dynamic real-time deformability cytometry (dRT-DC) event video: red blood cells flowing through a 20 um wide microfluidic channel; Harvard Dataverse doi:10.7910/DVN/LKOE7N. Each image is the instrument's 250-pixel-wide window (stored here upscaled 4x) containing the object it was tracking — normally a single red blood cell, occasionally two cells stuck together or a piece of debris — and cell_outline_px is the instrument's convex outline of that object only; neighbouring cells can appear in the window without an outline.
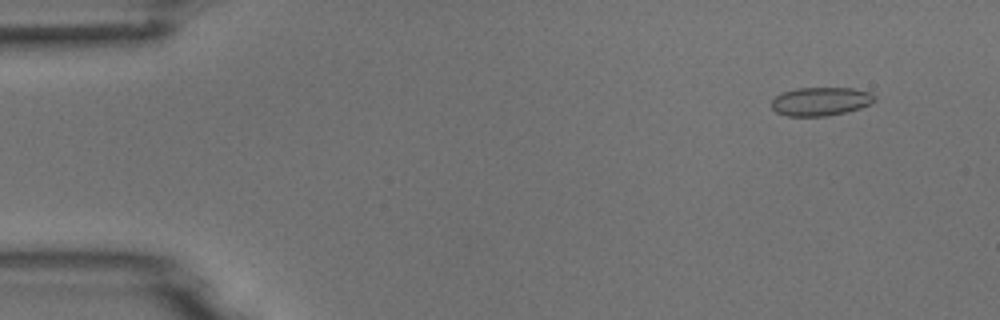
{"species": "common noctule bat (a hibernating species)", "species_latin": "Nyctalus noctula", "temperature_condition": "room temperature", "stored_images_in_passage": 6, "camera_frame_rate_fps": 3000, "um_per_image_px": 0.085, "animal": {"sex": "male", "body_mass_g": 18.8}, "frame": {"image": 1, "passage_image": 2, "time_ms": 0.333, "image_size_px": [1000, 320], "cell_outline_px": [[876, 100], [860, 108], [828, 116], [788, 116], [776, 112], [772, 108], [772, 100], [776, 96], [784, 92], [796, 88], [852, 88], [872, 92], [876, 96]], "centroid_in_image_um": [69.77, 8.61], "position_along_channel_um": 15.2, "area_um2": 17.11}}
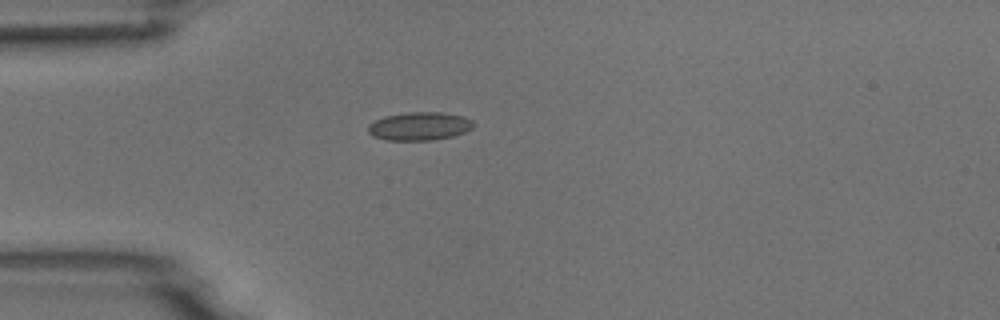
{"frame": {"image": 2, "passage_image": 5, "time_ms": 1.333, "image_size_px": [1000, 320], "cell_outline_px": [[476, 124], [472, 128], [464, 132], [452, 136], [432, 140], [384, 140], [372, 136], [368, 132], [368, 124], [384, 116], [408, 112], [444, 112], [464, 116], [472, 120]], "centroid_in_image_um": [35.66, 10.72], "position_along_channel_um": 49.3, "area_um2": 17.51}}